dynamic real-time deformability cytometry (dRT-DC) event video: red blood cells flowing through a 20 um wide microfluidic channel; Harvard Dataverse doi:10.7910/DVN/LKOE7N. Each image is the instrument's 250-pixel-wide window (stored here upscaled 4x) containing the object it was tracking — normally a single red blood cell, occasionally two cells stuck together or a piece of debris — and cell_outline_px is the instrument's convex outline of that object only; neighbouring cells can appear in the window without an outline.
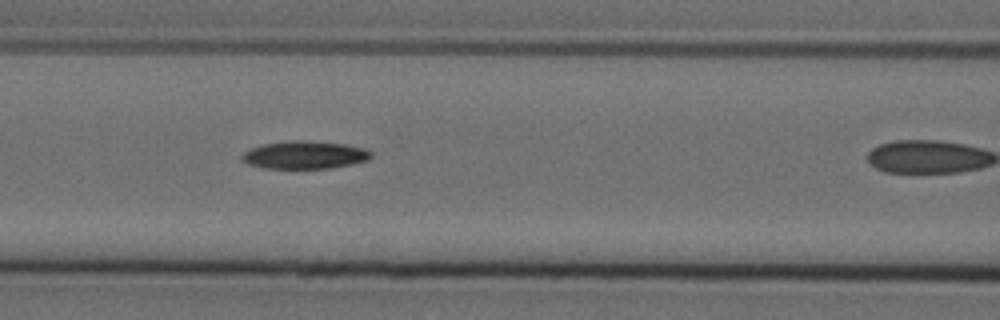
{"species": "Egyptian fruit bat (a non-hibernating species)", "species_latin": "Rousettus aegyptiacus", "temperature_condition": "cold", "stored_images_in_passage": 7, "camera_frame_rate_fps": 3000, "um_per_image_px": 0.085, "animal": {"sex": "female"}, "frame": {"image": 1, "passage_image": 6, "time_ms": 1.667, "image_size_px": [1000, 320], "cell_outline_px": [[372, 156], [368, 160], [352, 164], [332, 168], [264, 168], [248, 164], [240, 160], [240, 156], [244, 152], [252, 148], [264, 144], [288, 140], [304, 140], [344, 144], [364, 148], [372, 152]], "centroid_in_image_um": [25.89, 13.17], "position_along_channel_um": 140.7, "area_um2": 20.98}}